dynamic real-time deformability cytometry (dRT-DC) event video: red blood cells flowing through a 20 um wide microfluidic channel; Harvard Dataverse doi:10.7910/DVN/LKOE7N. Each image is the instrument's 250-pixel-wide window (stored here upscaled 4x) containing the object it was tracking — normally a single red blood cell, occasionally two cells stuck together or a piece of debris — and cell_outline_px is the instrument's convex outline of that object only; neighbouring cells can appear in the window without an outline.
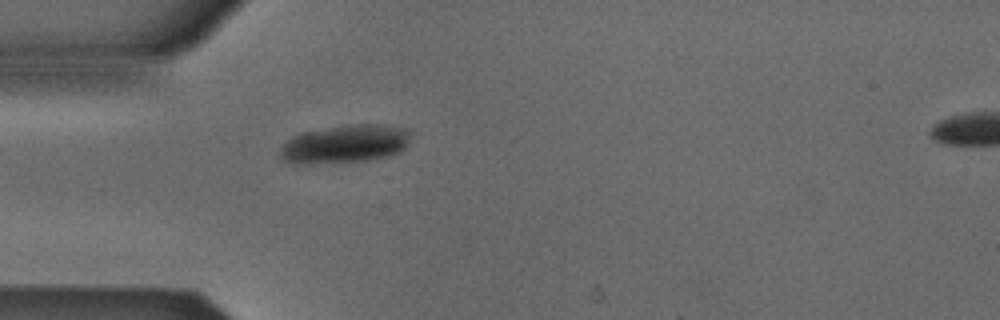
{"species": "Egyptian fruit bat (a non-hibernating species)", "species_latin": "Rousettus aegyptiacus", "temperature_condition": "cold", "stored_images_in_passage": 3, "segment_of_instrument_passage": [1, 2], "camera_frame_rate_fps": 3000, "um_per_image_px": 0.085, "animal": {"sex": "male"}, "frame": {"image": 1, "passage_image": 2, "time_ms": 0.333, "image_size_px": [1000, 320], "cell_outline_px": [[408, 144], [400, 152], [392, 156], [368, 160], [284, 160], [280, 156], [280, 148], [292, 136], [304, 132], [344, 124], [388, 124], [404, 128], [408, 132]], "centroid_in_image_um": [29.45, 12.16], "position_along_channel_um": 55.6, "area_um2": 27.86}}